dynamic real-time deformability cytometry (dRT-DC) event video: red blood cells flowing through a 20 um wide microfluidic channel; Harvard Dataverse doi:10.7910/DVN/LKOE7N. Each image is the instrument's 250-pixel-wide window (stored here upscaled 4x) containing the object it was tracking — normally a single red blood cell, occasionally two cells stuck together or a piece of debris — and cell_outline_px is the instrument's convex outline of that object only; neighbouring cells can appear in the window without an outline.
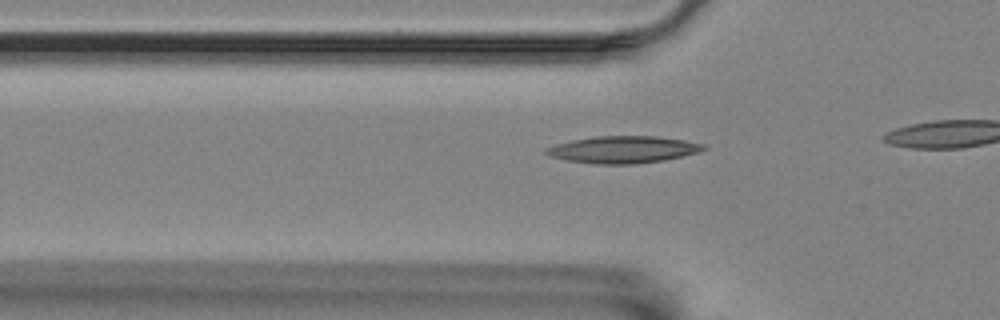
{"species": "Egyptian fruit bat (a non-hibernating species)", "species_latin": "Rousettus aegyptiacus", "temperature_condition": "room temperature", "stored_images_in_passage": 10, "camera_frame_rate_fps": 3000, "um_per_image_px": 0.085, "animal": {"sex": "female"}, "frame": {"image": 1, "passage_image": 4, "time_ms": 1.0, "image_size_px": [1000, 320], "cell_outline_px": [[708, 148], [696, 152], [664, 160], [636, 164], [596, 164], [568, 160], [552, 156], [544, 152], [544, 148], [556, 144], [572, 140], [596, 136], [656, 136], [684, 140], [704, 144]], "centroid_in_image_um": [52.95, 12.71], "position_along_channel_um": 72.8, "area_um2": 24.57}}
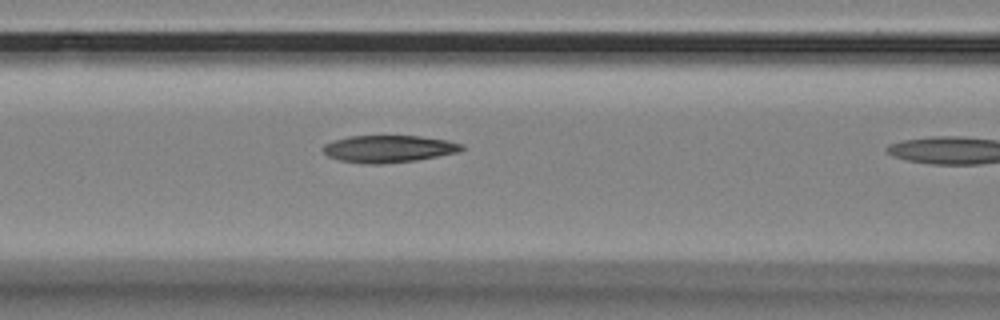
{"frame": {"image": 2, "passage_image": 9, "time_ms": 2.667, "image_size_px": [1000, 320], "cell_outline_px": [[464, 148], [460, 152], [416, 160], [380, 164], [368, 164], [340, 160], [328, 156], [324, 152], [324, 144], [332, 140], [348, 136], [420, 136], [448, 140], [464, 144]], "centroid_in_image_um": [33.06, 12.64], "position_along_channel_um": 133.5, "area_um2": 21.96}}